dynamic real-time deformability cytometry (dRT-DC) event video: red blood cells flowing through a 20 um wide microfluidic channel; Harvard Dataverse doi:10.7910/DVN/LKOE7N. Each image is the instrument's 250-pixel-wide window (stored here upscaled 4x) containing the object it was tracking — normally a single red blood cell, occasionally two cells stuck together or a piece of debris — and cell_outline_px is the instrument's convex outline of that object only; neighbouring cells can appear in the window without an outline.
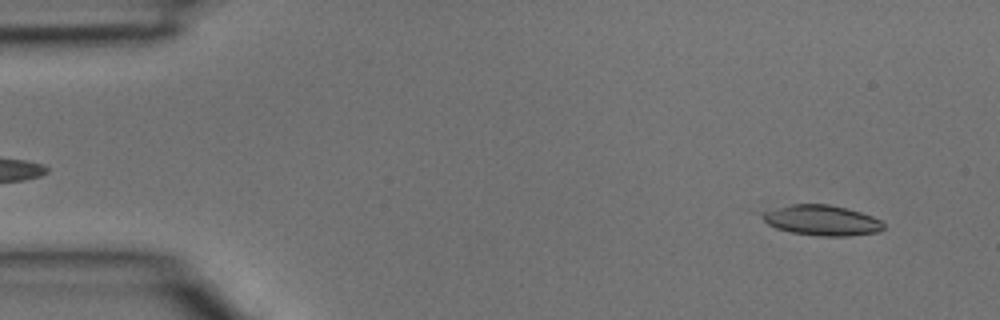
{"species": "common noctule bat (a hibernating species)", "species_latin": "Nyctalus noctula", "temperature_condition": "room temperature", "stored_images_in_passage": 37, "camera_frame_rate_fps": 3000, "um_per_image_px": 0.085, "animal": {"sex": "male", "body_mass_g": 15.6}, "frame": {"image": 1, "passage_image": 2, "time_ms": 0.333, "image_size_px": [1000, 320], "cell_outline_px": [[884, 228], [880, 232], [848, 236], [820, 236], [792, 232], [776, 228], [768, 224], [760, 216], [760, 212], [792, 204], [828, 204], [848, 208], [872, 216], [880, 220], [884, 224]], "centroid_in_image_um": [69.86, 18.72], "position_along_channel_um": 15.1, "area_um2": 21.5}}
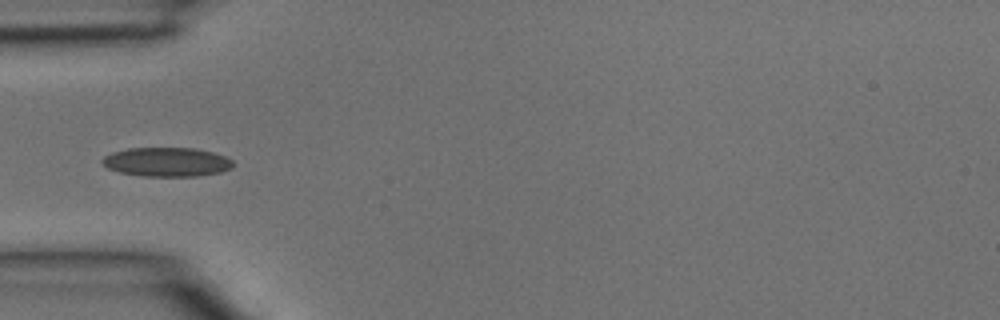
{"frame": {"image": 2, "passage_image": 11, "time_ms": 3.333, "image_size_px": [1000, 320], "cell_outline_px": [[236, 164], [232, 168], [220, 172], [196, 176], [144, 176], [120, 172], [108, 168], [100, 160], [104, 156], [112, 152], [128, 148], [196, 148], [212, 152], [224, 156], [232, 160]], "centroid_in_image_um": [14.19, 13.76], "position_along_channel_um": 70.8, "area_um2": 22.2}}